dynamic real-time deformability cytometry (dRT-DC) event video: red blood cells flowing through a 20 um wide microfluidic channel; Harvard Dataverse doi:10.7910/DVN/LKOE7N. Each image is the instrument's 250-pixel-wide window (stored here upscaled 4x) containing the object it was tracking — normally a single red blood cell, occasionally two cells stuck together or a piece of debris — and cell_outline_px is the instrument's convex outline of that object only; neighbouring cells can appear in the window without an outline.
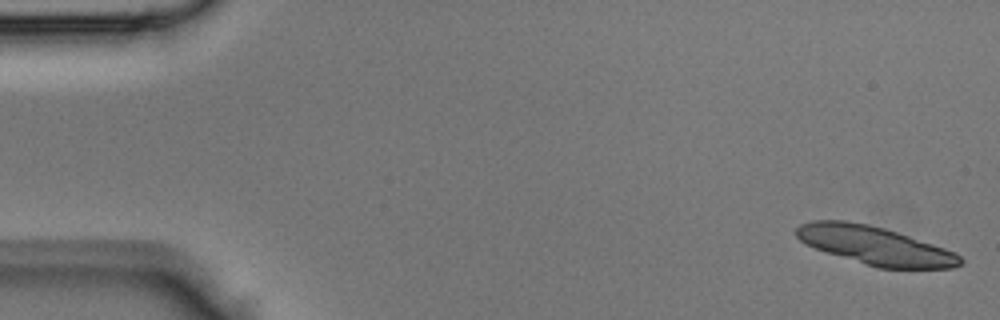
{"species": "Egyptian fruit bat (a non-hibernating species)", "species_latin": "Rousettus aegyptiacus", "temperature_condition": "room temperature", "stored_images_in_passage": 45, "segment_of_instrument_passage": [1, 2], "camera_frame_rate_fps": 3000, "um_per_image_px": 0.085, "animal": {"sex": "male"}, "frame": {"image": 1, "passage_image": 1, "time_ms": 0.0, "image_size_px": [1000, 320], "cell_outline_px": [[964, 260], [960, 264], [952, 268], [876, 268], [804, 244], [796, 236], [796, 228], [800, 224], [812, 220], [844, 220], [868, 224], [884, 228], [956, 252]], "centroid_in_image_um": [74.35, 20.86], "position_along_channel_um": 10.6, "area_um2": 36.24}}